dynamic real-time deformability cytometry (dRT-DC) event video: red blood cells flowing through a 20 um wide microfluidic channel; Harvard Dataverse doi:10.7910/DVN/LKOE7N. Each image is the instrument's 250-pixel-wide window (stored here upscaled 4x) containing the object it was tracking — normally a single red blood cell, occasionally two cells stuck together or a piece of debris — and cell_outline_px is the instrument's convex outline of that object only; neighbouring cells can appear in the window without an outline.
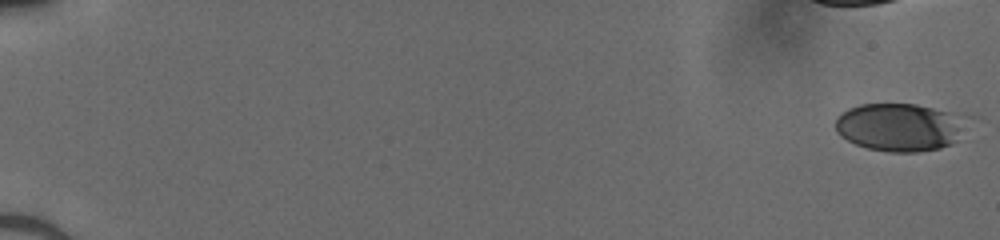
{"species": "human", "species_latin": "Homo sapiens", "temperature_condition": "cold", "stored_images_in_passage": 22, "camera_frame_rate_fps": 3000, "um_per_image_px": 0.085, "donor": {"sex": "male"}, "frame": {"image": 1, "passage_image": 1, "time_ms": 0.0, "image_size_px": [1000, 240], "cell_outline_px": [[956, 140], [952, 144], [940, 148], [916, 152], [888, 152], [868, 148], [856, 144], [840, 136], [836, 132], [836, 116], [848, 108], [860, 104], [916, 104], [948, 112], [956, 128]], "centroid_in_image_um": [76.21, 10.83], "position_along_channel_um": 8.8, "area_um2": 35.03}}
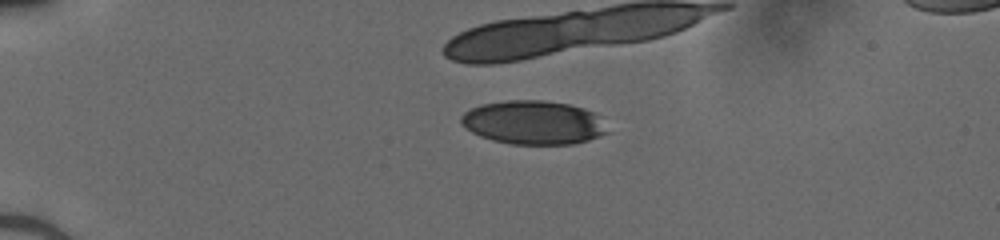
{"frame": {"image": 2, "passage_image": 14, "time_ms": 4.333, "image_size_px": [1000, 240], "cell_outline_px": [[608, 132], [588, 140], [572, 144], [512, 144], [492, 140], [480, 136], [472, 132], [460, 124], [460, 116], [464, 112], [472, 108], [484, 104], [508, 100], [540, 100], [568, 104], [584, 108], [596, 112]], "centroid_in_image_um": [45.32, 10.41], "position_along_channel_um": 39.7, "area_um2": 37.17}}